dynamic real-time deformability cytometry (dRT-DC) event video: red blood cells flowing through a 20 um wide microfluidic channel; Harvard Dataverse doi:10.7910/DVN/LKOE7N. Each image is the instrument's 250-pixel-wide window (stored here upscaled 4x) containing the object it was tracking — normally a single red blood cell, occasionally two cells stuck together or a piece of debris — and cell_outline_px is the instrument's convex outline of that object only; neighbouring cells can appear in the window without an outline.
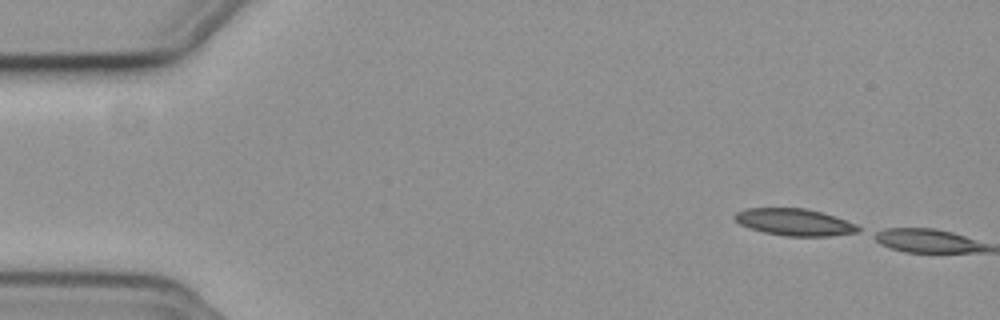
{"species": "common noctule bat (a hibernating species)", "species_latin": "Nyctalus noctula", "temperature_condition": "cold", "stored_images_in_passage": 2, "camera_frame_rate_fps": 3000, "um_per_image_px": 0.085, "animal": {"sex": "female", "body_mass_g": 19.3, "forearm_length_mm": 54.1}, "frame": {"image": 1, "passage_image": 1, "time_ms": 0.0, "image_size_px": [1000, 320], "cell_outline_px": [[860, 232], [832, 236], [784, 236], [764, 232], [740, 224], [732, 216], [736, 212], [744, 208], [804, 208], [820, 212], [856, 224], [860, 228]], "centroid_in_image_um": [67.51, 18.88], "position_along_channel_um": 17.5, "area_um2": 19.25}}